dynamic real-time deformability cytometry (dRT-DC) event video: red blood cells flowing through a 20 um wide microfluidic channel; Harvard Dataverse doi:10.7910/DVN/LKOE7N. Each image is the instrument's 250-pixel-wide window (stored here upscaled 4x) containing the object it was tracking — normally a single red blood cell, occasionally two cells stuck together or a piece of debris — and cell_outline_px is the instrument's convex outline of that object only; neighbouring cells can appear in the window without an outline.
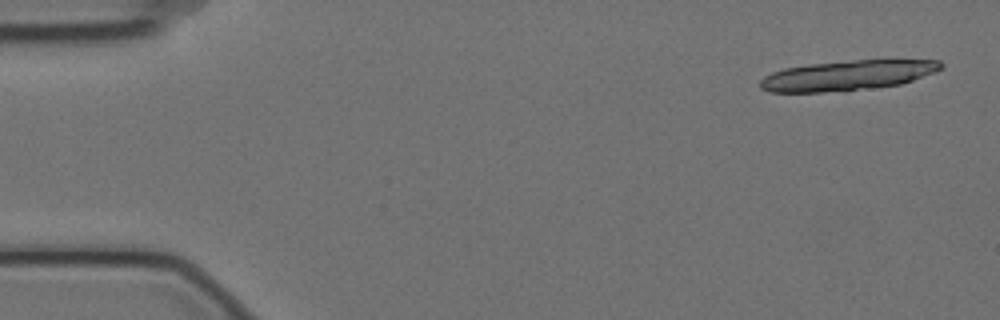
{"species": "Egyptian fruit bat (a non-hibernating species)", "species_latin": "Rousettus aegyptiacus", "temperature_condition": "cold", "stored_images_in_passage": 6, "camera_frame_rate_fps": 3000, "um_per_image_px": 0.085, "animal": {"sex": "female"}, "frame": {"image": 1, "passage_image": 1, "time_ms": 0.0, "image_size_px": [1000, 320], "cell_outline_px": [[944, 68], [936, 72], [900, 84], [872, 88], [824, 92], [768, 92], [760, 88], [760, 80], [764, 76], [772, 72], [784, 68], [808, 64], [892, 56], [940, 60], [944, 64]], "centroid_in_image_um": [72.19, 6.35], "position_along_channel_um": 12.8, "area_um2": 33.0}}